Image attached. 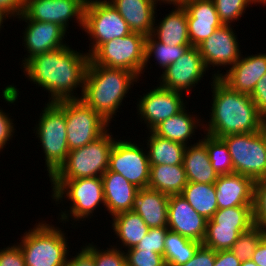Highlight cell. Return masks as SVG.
<instances>
[{
  "label": "cell",
  "instance_id": "obj_20",
  "mask_svg": "<svg viewBox=\"0 0 266 266\" xmlns=\"http://www.w3.org/2000/svg\"><path fill=\"white\" fill-rule=\"evenodd\" d=\"M247 56V57H246ZM245 57V58H244ZM266 74V53L241 55L220 79L232 90L252 94L257 82Z\"/></svg>",
  "mask_w": 266,
  "mask_h": 266
},
{
  "label": "cell",
  "instance_id": "obj_6",
  "mask_svg": "<svg viewBox=\"0 0 266 266\" xmlns=\"http://www.w3.org/2000/svg\"><path fill=\"white\" fill-rule=\"evenodd\" d=\"M41 109L35 136L42 143L41 149L45 156L47 175L51 178L65 163L69 148L67 143L65 100L48 102Z\"/></svg>",
  "mask_w": 266,
  "mask_h": 266
},
{
  "label": "cell",
  "instance_id": "obj_12",
  "mask_svg": "<svg viewBox=\"0 0 266 266\" xmlns=\"http://www.w3.org/2000/svg\"><path fill=\"white\" fill-rule=\"evenodd\" d=\"M132 142L128 139L115 140L109 157L108 171L121 174L139 189L146 188L150 180L147 149Z\"/></svg>",
  "mask_w": 266,
  "mask_h": 266
},
{
  "label": "cell",
  "instance_id": "obj_32",
  "mask_svg": "<svg viewBox=\"0 0 266 266\" xmlns=\"http://www.w3.org/2000/svg\"><path fill=\"white\" fill-rule=\"evenodd\" d=\"M201 244L168 230L165 236L163 255L166 266H178L187 263Z\"/></svg>",
  "mask_w": 266,
  "mask_h": 266
},
{
  "label": "cell",
  "instance_id": "obj_1",
  "mask_svg": "<svg viewBox=\"0 0 266 266\" xmlns=\"http://www.w3.org/2000/svg\"><path fill=\"white\" fill-rule=\"evenodd\" d=\"M89 61L87 52L80 53L67 45L34 56L21 69L28 81L49 93L47 102H57L81 99ZM77 88L81 96L75 91Z\"/></svg>",
  "mask_w": 266,
  "mask_h": 266
},
{
  "label": "cell",
  "instance_id": "obj_19",
  "mask_svg": "<svg viewBox=\"0 0 266 266\" xmlns=\"http://www.w3.org/2000/svg\"><path fill=\"white\" fill-rule=\"evenodd\" d=\"M181 5L186 10L191 46L197 47L223 25L213 0H187Z\"/></svg>",
  "mask_w": 266,
  "mask_h": 266
},
{
  "label": "cell",
  "instance_id": "obj_30",
  "mask_svg": "<svg viewBox=\"0 0 266 266\" xmlns=\"http://www.w3.org/2000/svg\"><path fill=\"white\" fill-rule=\"evenodd\" d=\"M147 132L149 136L145 142L150 166L183 165V154L186 148L184 144L162 138L153 131Z\"/></svg>",
  "mask_w": 266,
  "mask_h": 266
},
{
  "label": "cell",
  "instance_id": "obj_4",
  "mask_svg": "<svg viewBox=\"0 0 266 266\" xmlns=\"http://www.w3.org/2000/svg\"><path fill=\"white\" fill-rule=\"evenodd\" d=\"M51 182V198L56 204L70 202L69 209L61 210L60 222L66 223L71 219L72 223L91 219L94 211L98 210L100 204L105 207L103 181L101 177L79 178L74 180H49ZM67 210V211H66ZM70 218V219H69ZM65 221V222H64Z\"/></svg>",
  "mask_w": 266,
  "mask_h": 266
},
{
  "label": "cell",
  "instance_id": "obj_41",
  "mask_svg": "<svg viewBox=\"0 0 266 266\" xmlns=\"http://www.w3.org/2000/svg\"><path fill=\"white\" fill-rule=\"evenodd\" d=\"M127 266H166L163 255L151 250H125Z\"/></svg>",
  "mask_w": 266,
  "mask_h": 266
},
{
  "label": "cell",
  "instance_id": "obj_43",
  "mask_svg": "<svg viewBox=\"0 0 266 266\" xmlns=\"http://www.w3.org/2000/svg\"><path fill=\"white\" fill-rule=\"evenodd\" d=\"M0 266H26L23 253L19 245L11 244L0 249Z\"/></svg>",
  "mask_w": 266,
  "mask_h": 266
},
{
  "label": "cell",
  "instance_id": "obj_50",
  "mask_svg": "<svg viewBox=\"0 0 266 266\" xmlns=\"http://www.w3.org/2000/svg\"><path fill=\"white\" fill-rule=\"evenodd\" d=\"M252 260L258 266H266V235L260 240L255 248Z\"/></svg>",
  "mask_w": 266,
  "mask_h": 266
},
{
  "label": "cell",
  "instance_id": "obj_25",
  "mask_svg": "<svg viewBox=\"0 0 266 266\" xmlns=\"http://www.w3.org/2000/svg\"><path fill=\"white\" fill-rule=\"evenodd\" d=\"M172 7L175 8L165 14L166 16H163L158 24L155 19L152 35L166 45L191 46L186 10L182 5H173Z\"/></svg>",
  "mask_w": 266,
  "mask_h": 266
},
{
  "label": "cell",
  "instance_id": "obj_49",
  "mask_svg": "<svg viewBox=\"0 0 266 266\" xmlns=\"http://www.w3.org/2000/svg\"><path fill=\"white\" fill-rule=\"evenodd\" d=\"M241 261L231 250H222L216 252L214 266H240Z\"/></svg>",
  "mask_w": 266,
  "mask_h": 266
},
{
  "label": "cell",
  "instance_id": "obj_31",
  "mask_svg": "<svg viewBox=\"0 0 266 266\" xmlns=\"http://www.w3.org/2000/svg\"><path fill=\"white\" fill-rule=\"evenodd\" d=\"M181 195L197 213L207 220H210L218 210L214 184L188 182Z\"/></svg>",
  "mask_w": 266,
  "mask_h": 266
},
{
  "label": "cell",
  "instance_id": "obj_16",
  "mask_svg": "<svg viewBox=\"0 0 266 266\" xmlns=\"http://www.w3.org/2000/svg\"><path fill=\"white\" fill-rule=\"evenodd\" d=\"M206 71L208 72V69L198 48L191 46L173 64L162 71L158 80L159 85L181 93L185 91L189 95L190 91L201 82Z\"/></svg>",
  "mask_w": 266,
  "mask_h": 266
},
{
  "label": "cell",
  "instance_id": "obj_53",
  "mask_svg": "<svg viewBox=\"0 0 266 266\" xmlns=\"http://www.w3.org/2000/svg\"><path fill=\"white\" fill-rule=\"evenodd\" d=\"M9 16L6 15L3 11L0 10V31L2 30L1 28L4 26L2 25L8 18Z\"/></svg>",
  "mask_w": 266,
  "mask_h": 266
},
{
  "label": "cell",
  "instance_id": "obj_23",
  "mask_svg": "<svg viewBox=\"0 0 266 266\" xmlns=\"http://www.w3.org/2000/svg\"><path fill=\"white\" fill-rule=\"evenodd\" d=\"M105 209L110 216L124 211H132L133 201L139 188L131 184L121 174L106 171L102 176Z\"/></svg>",
  "mask_w": 266,
  "mask_h": 266
},
{
  "label": "cell",
  "instance_id": "obj_35",
  "mask_svg": "<svg viewBox=\"0 0 266 266\" xmlns=\"http://www.w3.org/2000/svg\"><path fill=\"white\" fill-rule=\"evenodd\" d=\"M200 141L206 146L211 166L218 175L233 173L231 155L222 139L205 134Z\"/></svg>",
  "mask_w": 266,
  "mask_h": 266
},
{
  "label": "cell",
  "instance_id": "obj_36",
  "mask_svg": "<svg viewBox=\"0 0 266 266\" xmlns=\"http://www.w3.org/2000/svg\"><path fill=\"white\" fill-rule=\"evenodd\" d=\"M251 227H207L202 244L214 251L231 250L239 235Z\"/></svg>",
  "mask_w": 266,
  "mask_h": 266
},
{
  "label": "cell",
  "instance_id": "obj_22",
  "mask_svg": "<svg viewBox=\"0 0 266 266\" xmlns=\"http://www.w3.org/2000/svg\"><path fill=\"white\" fill-rule=\"evenodd\" d=\"M127 22L133 33L148 37L153 32L157 17V0H108ZM158 3V4H157Z\"/></svg>",
  "mask_w": 266,
  "mask_h": 266
},
{
  "label": "cell",
  "instance_id": "obj_42",
  "mask_svg": "<svg viewBox=\"0 0 266 266\" xmlns=\"http://www.w3.org/2000/svg\"><path fill=\"white\" fill-rule=\"evenodd\" d=\"M253 222L266 229V177L254 185Z\"/></svg>",
  "mask_w": 266,
  "mask_h": 266
},
{
  "label": "cell",
  "instance_id": "obj_5",
  "mask_svg": "<svg viewBox=\"0 0 266 266\" xmlns=\"http://www.w3.org/2000/svg\"><path fill=\"white\" fill-rule=\"evenodd\" d=\"M47 222L41 220L35 223L33 229L25 231L21 241L16 243L23 253L26 266L66 265L70 252L68 237L62 228Z\"/></svg>",
  "mask_w": 266,
  "mask_h": 266
},
{
  "label": "cell",
  "instance_id": "obj_52",
  "mask_svg": "<svg viewBox=\"0 0 266 266\" xmlns=\"http://www.w3.org/2000/svg\"><path fill=\"white\" fill-rule=\"evenodd\" d=\"M262 138L264 139L265 145H266V117L262 119L260 130H259Z\"/></svg>",
  "mask_w": 266,
  "mask_h": 266
},
{
  "label": "cell",
  "instance_id": "obj_17",
  "mask_svg": "<svg viewBox=\"0 0 266 266\" xmlns=\"http://www.w3.org/2000/svg\"><path fill=\"white\" fill-rule=\"evenodd\" d=\"M26 22L25 30L23 31V44L28 55L22 60L24 65L29 59L36 55L43 54L48 51L56 50L61 47H65L66 43L65 36L67 37L66 31L57 23L53 22H41L34 20H22Z\"/></svg>",
  "mask_w": 266,
  "mask_h": 266
},
{
  "label": "cell",
  "instance_id": "obj_10",
  "mask_svg": "<svg viewBox=\"0 0 266 266\" xmlns=\"http://www.w3.org/2000/svg\"><path fill=\"white\" fill-rule=\"evenodd\" d=\"M221 139L228 146L233 172L254 182L266 177V145L259 131L227 135Z\"/></svg>",
  "mask_w": 266,
  "mask_h": 266
},
{
  "label": "cell",
  "instance_id": "obj_9",
  "mask_svg": "<svg viewBox=\"0 0 266 266\" xmlns=\"http://www.w3.org/2000/svg\"><path fill=\"white\" fill-rule=\"evenodd\" d=\"M145 39L144 35L132 32L105 42L90 55L88 65L125 69L140 78L144 69Z\"/></svg>",
  "mask_w": 266,
  "mask_h": 266
},
{
  "label": "cell",
  "instance_id": "obj_21",
  "mask_svg": "<svg viewBox=\"0 0 266 266\" xmlns=\"http://www.w3.org/2000/svg\"><path fill=\"white\" fill-rule=\"evenodd\" d=\"M214 185L218 209L254 205L255 182L251 178L233 172L219 175Z\"/></svg>",
  "mask_w": 266,
  "mask_h": 266
},
{
  "label": "cell",
  "instance_id": "obj_13",
  "mask_svg": "<svg viewBox=\"0 0 266 266\" xmlns=\"http://www.w3.org/2000/svg\"><path fill=\"white\" fill-rule=\"evenodd\" d=\"M232 26L221 25L209 38L197 46L208 70L213 69L211 67L215 68L217 66L218 68L220 66L217 72L213 71L212 79L220 78L225 73L219 70L221 66L224 69L229 66V69L243 53L240 50L239 40Z\"/></svg>",
  "mask_w": 266,
  "mask_h": 266
},
{
  "label": "cell",
  "instance_id": "obj_44",
  "mask_svg": "<svg viewBox=\"0 0 266 266\" xmlns=\"http://www.w3.org/2000/svg\"><path fill=\"white\" fill-rule=\"evenodd\" d=\"M215 258L216 251L201 244L187 263L178 266H214Z\"/></svg>",
  "mask_w": 266,
  "mask_h": 266
},
{
  "label": "cell",
  "instance_id": "obj_18",
  "mask_svg": "<svg viewBox=\"0 0 266 266\" xmlns=\"http://www.w3.org/2000/svg\"><path fill=\"white\" fill-rule=\"evenodd\" d=\"M207 219L197 213L181 195H170L168 202V229L183 237L202 243Z\"/></svg>",
  "mask_w": 266,
  "mask_h": 266
},
{
  "label": "cell",
  "instance_id": "obj_15",
  "mask_svg": "<svg viewBox=\"0 0 266 266\" xmlns=\"http://www.w3.org/2000/svg\"><path fill=\"white\" fill-rule=\"evenodd\" d=\"M184 93L164 88L160 85L138 98L137 114L144 121L148 131H152L162 121L179 113L188 103L184 102Z\"/></svg>",
  "mask_w": 266,
  "mask_h": 266
},
{
  "label": "cell",
  "instance_id": "obj_14",
  "mask_svg": "<svg viewBox=\"0 0 266 266\" xmlns=\"http://www.w3.org/2000/svg\"><path fill=\"white\" fill-rule=\"evenodd\" d=\"M86 2L87 0H25L24 13L18 21L53 22L67 31L69 22L73 19L78 23L77 26L83 28Z\"/></svg>",
  "mask_w": 266,
  "mask_h": 266
},
{
  "label": "cell",
  "instance_id": "obj_38",
  "mask_svg": "<svg viewBox=\"0 0 266 266\" xmlns=\"http://www.w3.org/2000/svg\"><path fill=\"white\" fill-rule=\"evenodd\" d=\"M218 17L222 24L232 25V22L239 21L247 7L255 4V0H213Z\"/></svg>",
  "mask_w": 266,
  "mask_h": 266
},
{
  "label": "cell",
  "instance_id": "obj_29",
  "mask_svg": "<svg viewBox=\"0 0 266 266\" xmlns=\"http://www.w3.org/2000/svg\"><path fill=\"white\" fill-rule=\"evenodd\" d=\"M188 181L183 165L150 166L148 187L167 195L182 194Z\"/></svg>",
  "mask_w": 266,
  "mask_h": 266
},
{
  "label": "cell",
  "instance_id": "obj_48",
  "mask_svg": "<svg viewBox=\"0 0 266 266\" xmlns=\"http://www.w3.org/2000/svg\"><path fill=\"white\" fill-rule=\"evenodd\" d=\"M25 0H0V10L14 20L24 13Z\"/></svg>",
  "mask_w": 266,
  "mask_h": 266
},
{
  "label": "cell",
  "instance_id": "obj_34",
  "mask_svg": "<svg viewBox=\"0 0 266 266\" xmlns=\"http://www.w3.org/2000/svg\"><path fill=\"white\" fill-rule=\"evenodd\" d=\"M253 206H235L218 209L210 220L207 227H252Z\"/></svg>",
  "mask_w": 266,
  "mask_h": 266
},
{
  "label": "cell",
  "instance_id": "obj_46",
  "mask_svg": "<svg viewBox=\"0 0 266 266\" xmlns=\"http://www.w3.org/2000/svg\"><path fill=\"white\" fill-rule=\"evenodd\" d=\"M80 249L81 250L76 255H68L65 266H95L93 257V242L88 244L86 243L85 246L83 245Z\"/></svg>",
  "mask_w": 266,
  "mask_h": 266
},
{
  "label": "cell",
  "instance_id": "obj_39",
  "mask_svg": "<svg viewBox=\"0 0 266 266\" xmlns=\"http://www.w3.org/2000/svg\"><path fill=\"white\" fill-rule=\"evenodd\" d=\"M107 249H99L96 244L93 243V257L95 266H126L125 253L117 244L110 246Z\"/></svg>",
  "mask_w": 266,
  "mask_h": 266
},
{
  "label": "cell",
  "instance_id": "obj_28",
  "mask_svg": "<svg viewBox=\"0 0 266 266\" xmlns=\"http://www.w3.org/2000/svg\"><path fill=\"white\" fill-rule=\"evenodd\" d=\"M112 232L119 238L120 249L126 250L134 248L148 233L149 227L144 220L134 211H124L112 216ZM123 246V247H121ZM124 248V250H123Z\"/></svg>",
  "mask_w": 266,
  "mask_h": 266
},
{
  "label": "cell",
  "instance_id": "obj_2",
  "mask_svg": "<svg viewBox=\"0 0 266 266\" xmlns=\"http://www.w3.org/2000/svg\"><path fill=\"white\" fill-rule=\"evenodd\" d=\"M211 83L212 100L209 118L203 133L215 138L260 130L263 117L259 114L251 94L232 90L220 78Z\"/></svg>",
  "mask_w": 266,
  "mask_h": 266
},
{
  "label": "cell",
  "instance_id": "obj_37",
  "mask_svg": "<svg viewBox=\"0 0 266 266\" xmlns=\"http://www.w3.org/2000/svg\"><path fill=\"white\" fill-rule=\"evenodd\" d=\"M265 235V228L254 225L248 231L239 235V238L233 244L231 251L241 262L251 260L256 246Z\"/></svg>",
  "mask_w": 266,
  "mask_h": 266
},
{
  "label": "cell",
  "instance_id": "obj_45",
  "mask_svg": "<svg viewBox=\"0 0 266 266\" xmlns=\"http://www.w3.org/2000/svg\"><path fill=\"white\" fill-rule=\"evenodd\" d=\"M12 116H9V113L0 109V152H2L6 148V145L10 140H13V135H15V124L13 123Z\"/></svg>",
  "mask_w": 266,
  "mask_h": 266
},
{
  "label": "cell",
  "instance_id": "obj_7",
  "mask_svg": "<svg viewBox=\"0 0 266 266\" xmlns=\"http://www.w3.org/2000/svg\"><path fill=\"white\" fill-rule=\"evenodd\" d=\"M108 130L95 141L70 150L65 163L50 180H74L101 177L109 165V157L115 138Z\"/></svg>",
  "mask_w": 266,
  "mask_h": 266
},
{
  "label": "cell",
  "instance_id": "obj_26",
  "mask_svg": "<svg viewBox=\"0 0 266 266\" xmlns=\"http://www.w3.org/2000/svg\"><path fill=\"white\" fill-rule=\"evenodd\" d=\"M186 108L185 106L179 113L162 121L152 131L162 138L188 146L189 141L192 142L190 139H194L193 136L196 134L197 128L200 126L203 128L204 121L197 114L188 112L189 109L186 110Z\"/></svg>",
  "mask_w": 266,
  "mask_h": 266
},
{
  "label": "cell",
  "instance_id": "obj_27",
  "mask_svg": "<svg viewBox=\"0 0 266 266\" xmlns=\"http://www.w3.org/2000/svg\"><path fill=\"white\" fill-rule=\"evenodd\" d=\"M183 166L188 182L214 184L219 176L211 166L206 146L200 139L196 143L186 146L183 154Z\"/></svg>",
  "mask_w": 266,
  "mask_h": 266
},
{
  "label": "cell",
  "instance_id": "obj_24",
  "mask_svg": "<svg viewBox=\"0 0 266 266\" xmlns=\"http://www.w3.org/2000/svg\"><path fill=\"white\" fill-rule=\"evenodd\" d=\"M169 195L149 187L138 190L132 211L140 215L149 228L168 227Z\"/></svg>",
  "mask_w": 266,
  "mask_h": 266
},
{
  "label": "cell",
  "instance_id": "obj_8",
  "mask_svg": "<svg viewBox=\"0 0 266 266\" xmlns=\"http://www.w3.org/2000/svg\"><path fill=\"white\" fill-rule=\"evenodd\" d=\"M82 29L89 36V56L101 44L132 33L127 22L108 0H87Z\"/></svg>",
  "mask_w": 266,
  "mask_h": 266
},
{
  "label": "cell",
  "instance_id": "obj_33",
  "mask_svg": "<svg viewBox=\"0 0 266 266\" xmlns=\"http://www.w3.org/2000/svg\"><path fill=\"white\" fill-rule=\"evenodd\" d=\"M191 46H173L166 45L159 42L152 34L145 39V52H144V69L150 63V58L155 57L157 64L162 71H164L170 64H173L179 57H181L186 50Z\"/></svg>",
  "mask_w": 266,
  "mask_h": 266
},
{
  "label": "cell",
  "instance_id": "obj_3",
  "mask_svg": "<svg viewBox=\"0 0 266 266\" xmlns=\"http://www.w3.org/2000/svg\"><path fill=\"white\" fill-rule=\"evenodd\" d=\"M139 81L135 73L125 69L88 65L81 100L110 124L126 94Z\"/></svg>",
  "mask_w": 266,
  "mask_h": 266
},
{
  "label": "cell",
  "instance_id": "obj_40",
  "mask_svg": "<svg viewBox=\"0 0 266 266\" xmlns=\"http://www.w3.org/2000/svg\"><path fill=\"white\" fill-rule=\"evenodd\" d=\"M168 230V227L149 228L148 233L142 238L140 243L128 250H151L164 255L165 236Z\"/></svg>",
  "mask_w": 266,
  "mask_h": 266
},
{
  "label": "cell",
  "instance_id": "obj_47",
  "mask_svg": "<svg viewBox=\"0 0 266 266\" xmlns=\"http://www.w3.org/2000/svg\"><path fill=\"white\" fill-rule=\"evenodd\" d=\"M251 97L257 107L259 114L265 118L266 117V74L259 79L256 84Z\"/></svg>",
  "mask_w": 266,
  "mask_h": 266
},
{
  "label": "cell",
  "instance_id": "obj_11",
  "mask_svg": "<svg viewBox=\"0 0 266 266\" xmlns=\"http://www.w3.org/2000/svg\"><path fill=\"white\" fill-rule=\"evenodd\" d=\"M65 117L69 151L95 141L111 126L81 99L65 100Z\"/></svg>",
  "mask_w": 266,
  "mask_h": 266
},
{
  "label": "cell",
  "instance_id": "obj_51",
  "mask_svg": "<svg viewBox=\"0 0 266 266\" xmlns=\"http://www.w3.org/2000/svg\"><path fill=\"white\" fill-rule=\"evenodd\" d=\"M159 2V5H162V3L164 4H168L169 5H181L184 1L187 0H157Z\"/></svg>",
  "mask_w": 266,
  "mask_h": 266
},
{
  "label": "cell",
  "instance_id": "obj_54",
  "mask_svg": "<svg viewBox=\"0 0 266 266\" xmlns=\"http://www.w3.org/2000/svg\"><path fill=\"white\" fill-rule=\"evenodd\" d=\"M240 266H258L252 259L241 262Z\"/></svg>",
  "mask_w": 266,
  "mask_h": 266
}]
</instances>
